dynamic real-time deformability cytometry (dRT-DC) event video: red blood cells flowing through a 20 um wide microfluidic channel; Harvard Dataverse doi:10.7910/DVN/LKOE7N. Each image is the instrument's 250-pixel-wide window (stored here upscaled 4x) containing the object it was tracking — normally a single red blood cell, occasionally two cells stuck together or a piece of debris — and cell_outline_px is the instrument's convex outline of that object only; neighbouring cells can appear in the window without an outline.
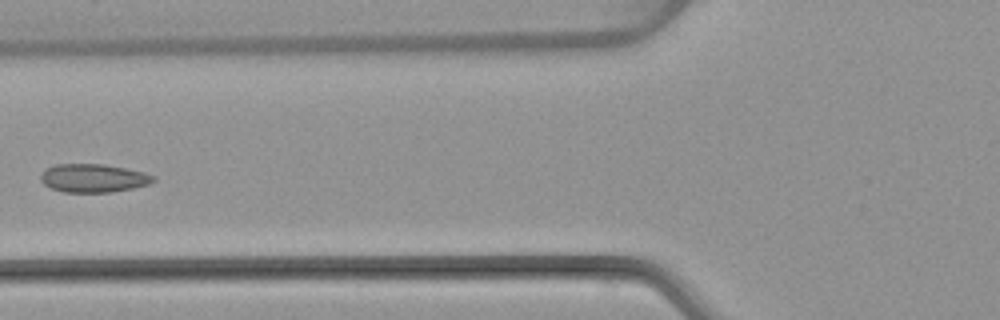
{"species": "common noctule bat (a hibernating species)", "species_latin": "Nyctalus noctula", "temperature_condition": "warm", "stored_images_in_passage": 6, "camera_frame_rate_fps": 3000, "um_per_image_px": 0.085, "animal": {"sex": "female", "body_mass_g": 22.7, "forearm_length_mm": 54.2}, "frame": {"image": 1, "passage_image": 6, "time_ms": 6.0, "image_size_px": [1000, 320], "cell_outline_px": [[156, 180], [148, 184], [132, 188], [112, 192], [64, 192], [48, 188], [40, 180], [40, 172], [44, 168], [56, 164], [104, 164], [144, 172], [156, 176]], "centroid_in_image_um": [7.89, 15.14], "position_along_channel_um": 117.9, "area_um2": 18.84}}